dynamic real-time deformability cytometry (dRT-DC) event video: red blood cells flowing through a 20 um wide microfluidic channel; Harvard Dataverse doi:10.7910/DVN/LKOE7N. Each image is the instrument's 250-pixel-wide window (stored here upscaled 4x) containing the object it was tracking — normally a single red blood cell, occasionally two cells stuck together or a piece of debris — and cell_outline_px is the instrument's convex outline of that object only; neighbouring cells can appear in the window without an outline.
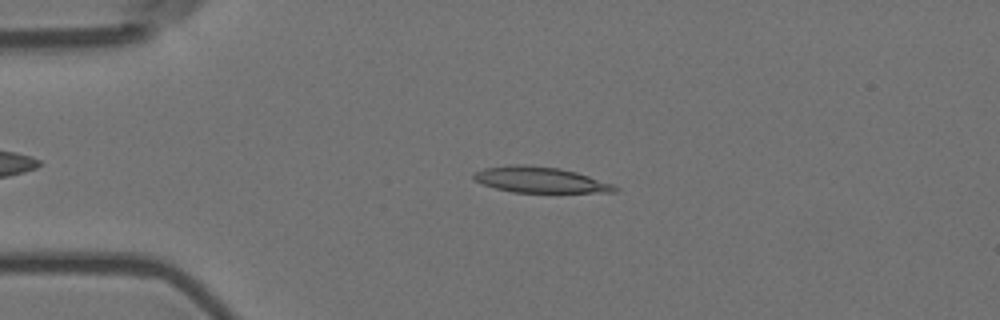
{"species": "Egyptian fruit bat (a non-hibernating species)", "species_latin": "Rousettus aegyptiacus", "temperature_condition": "room temperature", "stored_images_in_passage": 55, "camera_frame_rate_fps": 3000, "um_per_image_px": 0.085, "animal": {"sex": "female"}, "frame": {"image": 1, "passage_image": 12, "time_ms": 3.667, "image_size_px": [1000, 320], "cell_outline_px": [[620, 188], [616, 192], [512, 192], [496, 188], [484, 184], [476, 180], [472, 176], [476, 172], [484, 168], [512, 164], [524, 164], [560, 168], [576, 172], [612, 184]], "centroid_in_image_um": [45.92, 15.28], "position_along_channel_um": 39.1, "area_um2": 20.98}}
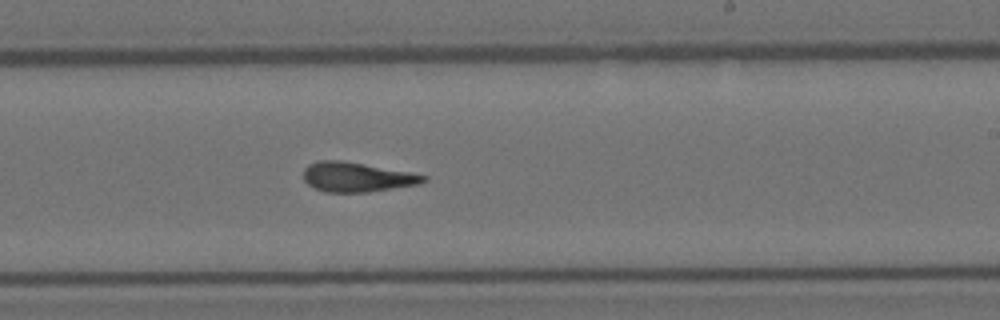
{"frame": {"image": 2, "passage_image": 33, "time_ms": 10.667, "image_size_px": [1000, 320], "cell_outline_px": [[428, 180], [420, 184], [368, 192], [324, 192], [308, 184], [304, 180], [304, 168], [308, 164], [320, 160], [340, 160], [408, 172], [428, 176]], "centroid_in_image_um": [30.32, 15.05], "position_along_channel_um": 258.7, "area_um2": 20.52}}
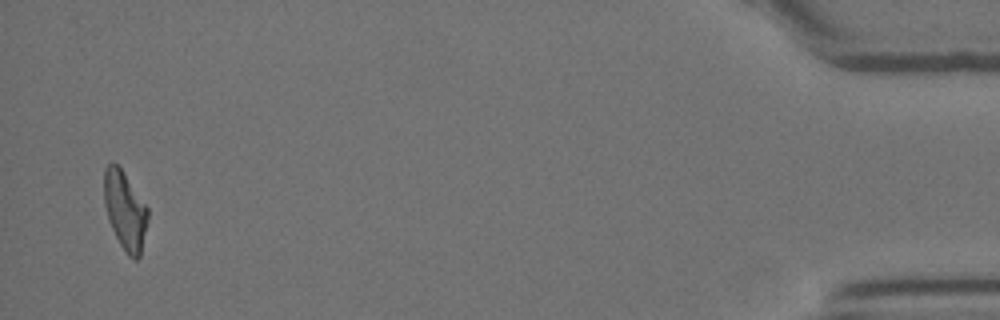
{"frame": {"image": 3, "passage_image": 54, "time_ms": 17.667, "image_size_px": [1000, 320], "cell_outline_px": [[148, 220], [140, 256], [136, 260], [132, 260], [128, 256], [120, 244], [112, 228], [104, 204], [104, 168], [112, 160], [120, 168], [148, 208]], "centroid_in_image_um": [10.62, 17.9], "position_along_channel_um": 424.6, "area_um2": 19.77}, "authors_computed_cell_mechanics": {"area_um2": 20.6346, "velocity_mm_per_s": 3.5816, "shape_relaxation_time_tau1_ms": 9.3653, "shape_relaxation_time_tau2_ms": 3.5125, "deformation_change_tau1": 0.2645, "deformation_change_tau2": 0.1299}}